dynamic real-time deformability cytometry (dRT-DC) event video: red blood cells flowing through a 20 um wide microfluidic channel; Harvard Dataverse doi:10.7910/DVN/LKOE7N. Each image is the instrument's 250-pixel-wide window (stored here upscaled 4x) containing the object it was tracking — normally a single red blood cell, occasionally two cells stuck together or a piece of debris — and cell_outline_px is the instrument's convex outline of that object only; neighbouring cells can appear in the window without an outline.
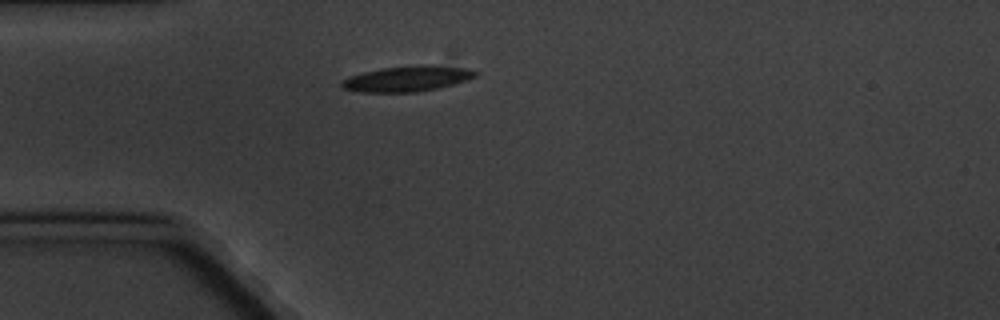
{"species": "common noctule bat (a hibernating species)", "species_latin": "Nyctalus noctula", "temperature_condition": "cold", "stored_images_in_passage": 6, "camera_frame_rate_fps": 3000, "um_per_image_px": 0.085, "animal": {"sex": "male", "body_mass_g": 20.1, "forearm_length_mm": 53.5}, "frame": {"image": 1, "passage_image": 1, "time_ms": 0.0, "image_size_px": [1000, 320], "cell_outline_px": [[480, 72], [476, 76], [452, 84], [436, 88], [416, 92], [360, 92], [340, 88], [340, 80], [348, 76], [380, 68], [420, 64], [436, 64], [468, 68]], "centroid_in_image_um": [34.58, 6.67], "position_along_channel_um": 50.4, "area_um2": 20.23}}